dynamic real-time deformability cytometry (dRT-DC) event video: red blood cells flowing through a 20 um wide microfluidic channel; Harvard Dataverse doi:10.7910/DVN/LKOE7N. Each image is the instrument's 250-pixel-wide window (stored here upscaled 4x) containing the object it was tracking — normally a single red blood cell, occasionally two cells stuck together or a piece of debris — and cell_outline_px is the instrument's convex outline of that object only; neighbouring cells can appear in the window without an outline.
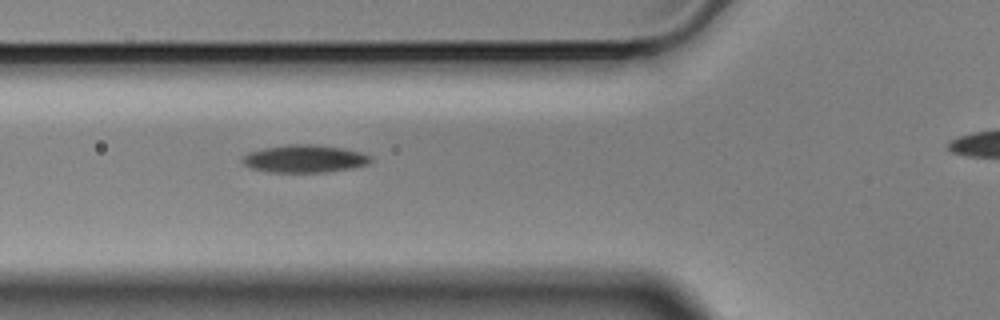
{"species": "Egyptian fruit bat (a non-hibernating species)", "species_latin": "Rousettus aegyptiacus", "temperature_condition": "cold", "stored_images_in_passage": 4, "segment_of_instrument_passage": [1, 2], "camera_frame_rate_fps": 3000, "um_per_image_px": 0.085, "animal": {"sex": "male"}, "frame": {"image": 1, "passage_image": 3, "time_ms": 0.667, "image_size_px": [1000, 320], "cell_outline_px": [[372, 160], [368, 164], [352, 168], [328, 172], [268, 172], [252, 168], [244, 164], [240, 160], [244, 156], [252, 152], [264, 148], [288, 144], [312, 144], [340, 148], [360, 152], [372, 156]], "centroid_in_image_um": [25.91, 13.5], "position_along_channel_um": 99.9, "area_um2": 20.52}}